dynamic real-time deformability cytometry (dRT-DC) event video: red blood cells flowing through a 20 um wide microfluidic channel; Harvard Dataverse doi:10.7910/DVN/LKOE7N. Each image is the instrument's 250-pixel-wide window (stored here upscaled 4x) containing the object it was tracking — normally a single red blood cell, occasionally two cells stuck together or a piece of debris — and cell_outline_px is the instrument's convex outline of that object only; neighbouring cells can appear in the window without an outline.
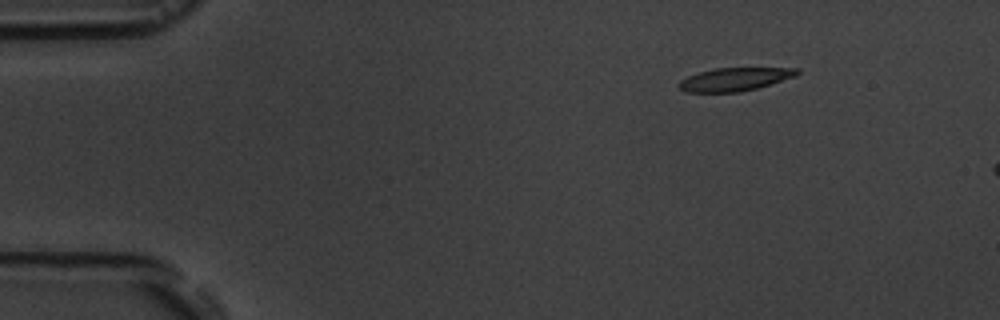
{"species": "common noctule bat (a hibernating species)", "species_latin": "Nyctalus noctula", "temperature_condition": "room temperature", "stored_images_in_passage": 4, "camera_frame_rate_fps": 3000, "um_per_image_px": 0.085, "animal": {"sex": "male", "body_mass_g": 19.5, "forearm_length_mm": 54.6}, "frame": {"image": 1, "passage_image": 2, "time_ms": 1.333, "image_size_px": [1000, 320], "cell_outline_px": [[800, 72], [796, 76], [756, 88], [740, 92], [684, 92], [676, 84], [680, 80], [696, 72], [712, 68], [800, 68]], "centroid_in_image_um": [62.4, 6.73], "position_along_channel_um": 22.6, "area_um2": 16.07}}